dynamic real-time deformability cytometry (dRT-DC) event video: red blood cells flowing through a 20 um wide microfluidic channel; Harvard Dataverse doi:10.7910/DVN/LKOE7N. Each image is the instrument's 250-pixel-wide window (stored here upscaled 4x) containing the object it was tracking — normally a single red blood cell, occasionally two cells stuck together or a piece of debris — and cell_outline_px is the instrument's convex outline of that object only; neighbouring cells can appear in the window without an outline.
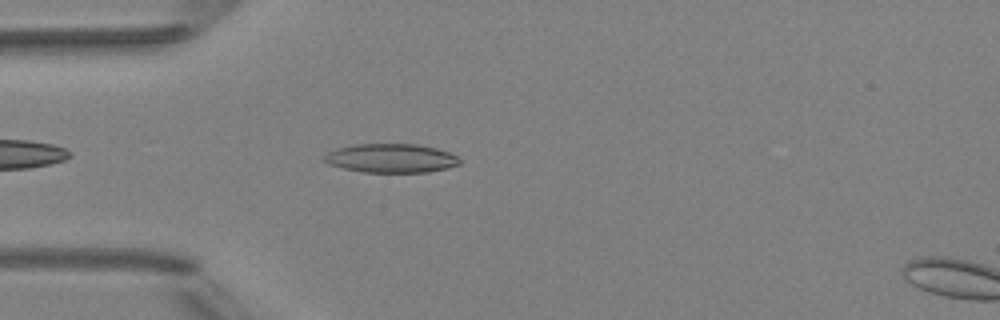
{"species": "Egyptian fruit bat (a non-hibernating species)", "species_latin": "Rousettus aegyptiacus", "temperature_condition": "room temperature", "stored_images_in_passage": 5, "camera_frame_rate_fps": 3000, "um_per_image_px": 0.085, "animal": {"sex": "female"}, "frame": {"image": 1, "passage_image": 4, "time_ms": 4.333, "image_size_px": [1000, 320], "cell_outline_px": [[460, 164], [448, 168], [428, 172], [364, 172], [344, 168], [328, 164], [324, 160], [324, 156], [328, 152], [340, 148], [356, 144], [416, 144], [436, 148], [448, 152], [456, 156], [460, 160]], "centroid_in_image_um": [33.26, 13.45], "position_along_channel_um": 51.7, "area_um2": 22.6}}